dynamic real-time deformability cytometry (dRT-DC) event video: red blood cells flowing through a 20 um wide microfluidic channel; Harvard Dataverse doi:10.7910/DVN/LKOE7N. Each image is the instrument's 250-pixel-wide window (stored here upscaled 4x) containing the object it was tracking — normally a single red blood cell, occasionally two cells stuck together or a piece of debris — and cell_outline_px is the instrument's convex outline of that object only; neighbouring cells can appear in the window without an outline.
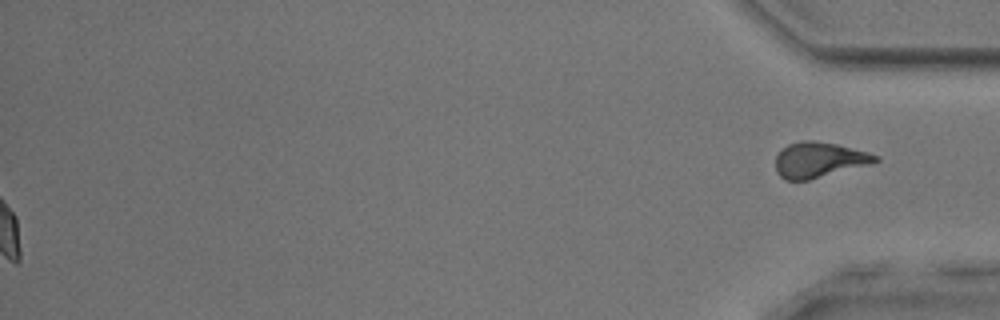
{"species": "common noctule bat (a hibernating species)", "species_latin": "Nyctalus noctula", "temperature_condition": "room temperature", "stored_images_in_passage": 40, "segment_of_instrument_passage": [2, 2], "camera_frame_rate_fps": 3000, "um_per_image_px": 0.085, "animal": {"sex": "male", "body_mass_g": 17.9, "forearm_length_mm": 54.2}, "frame": {"image": 1, "passage_image": 40, "time_ms": 13.0, "image_size_px": [1000, 320], "cell_outline_px": [[880, 160], [872, 164], [808, 180], [784, 180], [776, 172], [776, 156], [788, 144], [800, 140], [812, 140], [836, 144], [868, 152], [880, 156]], "centroid_in_image_um": [69.63, 13.59], "position_along_channel_um": 365.6, "area_um2": 20.63}}